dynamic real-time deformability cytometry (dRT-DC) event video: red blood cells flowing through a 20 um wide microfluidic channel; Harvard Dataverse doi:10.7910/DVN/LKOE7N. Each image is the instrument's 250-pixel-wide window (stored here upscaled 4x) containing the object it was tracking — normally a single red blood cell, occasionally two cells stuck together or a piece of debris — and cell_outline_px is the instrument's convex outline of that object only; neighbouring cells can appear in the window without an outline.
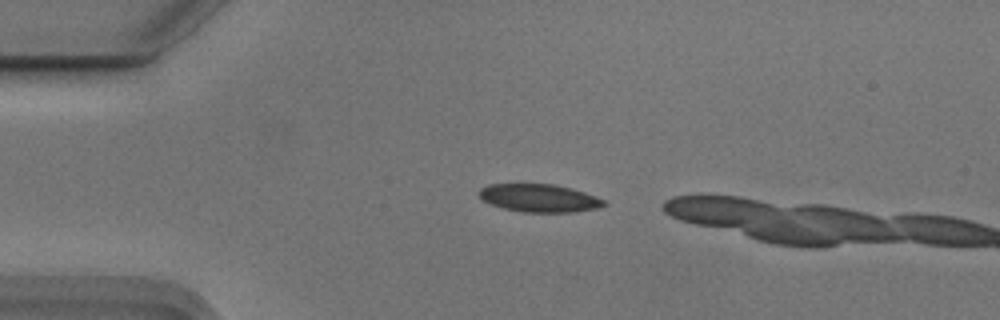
{"species": "Egyptian fruit bat (a non-hibernating species)", "species_latin": "Rousettus aegyptiacus", "temperature_condition": "cold", "stored_images_in_passage": 4, "camera_frame_rate_fps": 3000, "um_per_image_px": 0.085, "animal": {"sex": "male"}, "frame": {"image": 1, "passage_image": 2, "time_ms": 0.333, "image_size_px": [1000, 320], "cell_outline_px": [[608, 204], [596, 208], [572, 212], [524, 212], [504, 208], [492, 204], [484, 200], [476, 192], [480, 188], [488, 184], [556, 184], [572, 188], [596, 196], [604, 200]], "centroid_in_image_um": [45.84, 16.82], "position_along_channel_um": 39.2, "area_um2": 20.29}}